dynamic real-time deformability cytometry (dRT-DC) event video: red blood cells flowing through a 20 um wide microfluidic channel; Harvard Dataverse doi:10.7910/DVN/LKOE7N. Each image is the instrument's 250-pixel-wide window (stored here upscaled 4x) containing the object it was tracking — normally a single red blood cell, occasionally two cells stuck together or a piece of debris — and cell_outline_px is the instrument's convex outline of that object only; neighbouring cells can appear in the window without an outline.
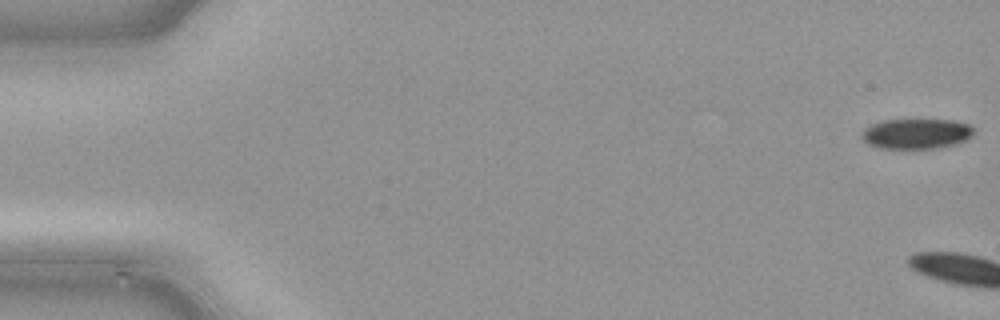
{"species": "common noctule bat (a hibernating species)", "species_latin": "Nyctalus noctula", "temperature_condition": "cold", "stored_images_in_passage": 4, "camera_frame_rate_fps": 3000, "um_per_image_px": 0.085, "animal": {"sex": "male", "body_mass_g": 21.5, "forearm_length_mm": 52.0}, "frame": {"image": 1, "passage_image": 1, "time_ms": 0.0, "image_size_px": [1000, 320], "cell_outline_px": [[976, 128], [972, 136], [968, 140], [936, 148], [880, 148], [868, 144], [860, 136], [864, 128], [872, 124], [884, 120], [952, 120], [968, 124]], "centroid_in_image_um": [77.9, 11.36], "position_along_channel_um": 7.1, "area_um2": 19.71}}